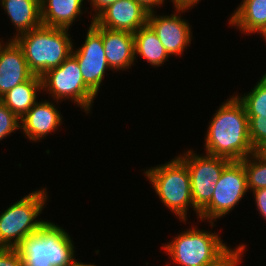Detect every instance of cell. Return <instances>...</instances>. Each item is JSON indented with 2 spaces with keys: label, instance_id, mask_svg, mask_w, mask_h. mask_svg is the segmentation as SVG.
<instances>
[{
  "label": "cell",
  "instance_id": "cell-1",
  "mask_svg": "<svg viewBox=\"0 0 266 266\" xmlns=\"http://www.w3.org/2000/svg\"><path fill=\"white\" fill-rule=\"evenodd\" d=\"M210 123L204 145L207 154L242 161L255 152L246 109L237 96L222 104Z\"/></svg>",
  "mask_w": 266,
  "mask_h": 266
},
{
  "label": "cell",
  "instance_id": "cell-2",
  "mask_svg": "<svg viewBox=\"0 0 266 266\" xmlns=\"http://www.w3.org/2000/svg\"><path fill=\"white\" fill-rule=\"evenodd\" d=\"M13 39L21 47L30 71L38 76L60 66L73 50L66 28L41 25Z\"/></svg>",
  "mask_w": 266,
  "mask_h": 266
},
{
  "label": "cell",
  "instance_id": "cell-3",
  "mask_svg": "<svg viewBox=\"0 0 266 266\" xmlns=\"http://www.w3.org/2000/svg\"><path fill=\"white\" fill-rule=\"evenodd\" d=\"M15 249L24 266H71L75 260L71 237L62 227L48 221Z\"/></svg>",
  "mask_w": 266,
  "mask_h": 266
},
{
  "label": "cell",
  "instance_id": "cell-4",
  "mask_svg": "<svg viewBox=\"0 0 266 266\" xmlns=\"http://www.w3.org/2000/svg\"><path fill=\"white\" fill-rule=\"evenodd\" d=\"M144 173L164 205L183 219L182 221L186 220L188 206H192L199 215L191 196L190 174L186 163L180 157L148 169Z\"/></svg>",
  "mask_w": 266,
  "mask_h": 266
},
{
  "label": "cell",
  "instance_id": "cell-5",
  "mask_svg": "<svg viewBox=\"0 0 266 266\" xmlns=\"http://www.w3.org/2000/svg\"><path fill=\"white\" fill-rule=\"evenodd\" d=\"M222 241L215 233L193 227L162 247L180 266H208L219 262L231 250Z\"/></svg>",
  "mask_w": 266,
  "mask_h": 266
},
{
  "label": "cell",
  "instance_id": "cell-6",
  "mask_svg": "<svg viewBox=\"0 0 266 266\" xmlns=\"http://www.w3.org/2000/svg\"><path fill=\"white\" fill-rule=\"evenodd\" d=\"M46 199L45 189L34 191L9 206L0 215V247L15 248L45 223L44 220L35 219L42 213Z\"/></svg>",
  "mask_w": 266,
  "mask_h": 266
},
{
  "label": "cell",
  "instance_id": "cell-7",
  "mask_svg": "<svg viewBox=\"0 0 266 266\" xmlns=\"http://www.w3.org/2000/svg\"><path fill=\"white\" fill-rule=\"evenodd\" d=\"M42 89L49 91L54 100L70 99L85 112L90 110L96 94L85 84L77 59L71 54L60 66L41 76Z\"/></svg>",
  "mask_w": 266,
  "mask_h": 266
},
{
  "label": "cell",
  "instance_id": "cell-8",
  "mask_svg": "<svg viewBox=\"0 0 266 266\" xmlns=\"http://www.w3.org/2000/svg\"><path fill=\"white\" fill-rule=\"evenodd\" d=\"M211 201L199 212L200 219H209L214 226L216 218L228 214L248 191L247 176L240 161H231L215 183Z\"/></svg>",
  "mask_w": 266,
  "mask_h": 266
},
{
  "label": "cell",
  "instance_id": "cell-9",
  "mask_svg": "<svg viewBox=\"0 0 266 266\" xmlns=\"http://www.w3.org/2000/svg\"><path fill=\"white\" fill-rule=\"evenodd\" d=\"M187 166L191 180V196L194 208L199 212L211 201L216 182L223 169L231 162L228 159L206 154L199 156L188 151L179 156Z\"/></svg>",
  "mask_w": 266,
  "mask_h": 266
},
{
  "label": "cell",
  "instance_id": "cell-10",
  "mask_svg": "<svg viewBox=\"0 0 266 266\" xmlns=\"http://www.w3.org/2000/svg\"><path fill=\"white\" fill-rule=\"evenodd\" d=\"M72 55L77 59L85 84L97 95L106 69L107 63L102 40V27L93 20L86 34L84 44Z\"/></svg>",
  "mask_w": 266,
  "mask_h": 266
},
{
  "label": "cell",
  "instance_id": "cell-11",
  "mask_svg": "<svg viewBox=\"0 0 266 266\" xmlns=\"http://www.w3.org/2000/svg\"><path fill=\"white\" fill-rule=\"evenodd\" d=\"M148 14L136 0H118L102 10L93 21L110 30L135 33L147 25Z\"/></svg>",
  "mask_w": 266,
  "mask_h": 266
},
{
  "label": "cell",
  "instance_id": "cell-12",
  "mask_svg": "<svg viewBox=\"0 0 266 266\" xmlns=\"http://www.w3.org/2000/svg\"><path fill=\"white\" fill-rule=\"evenodd\" d=\"M154 11L148 14L147 24L157 34L158 39L171 55H182L192 38L188 22L180 19L178 14L156 16Z\"/></svg>",
  "mask_w": 266,
  "mask_h": 266
},
{
  "label": "cell",
  "instance_id": "cell-13",
  "mask_svg": "<svg viewBox=\"0 0 266 266\" xmlns=\"http://www.w3.org/2000/svg\"><path fill=\"white\" fill-rule=\"evenodd\" d=\"M2 46H0V98L34 75L28 67L21 47L14 39Z\"/></svg>",
  "mask_w": 266,
  "mask_h": 266
},
{
  "label": "cell",
  "instance_id": "cell-14",
  "mask_svg": "<svg viewBox=\"0 0 266 266\" xmlns=\"http://www.w3.org/2000/svg\"><path fill=\"white\" fill-rule=\"evenodd\" d=\"M48 101L36 102L33 107L20 119V128L32 141L46 137L51 131H56L61 125L62 116Z\"/></svg>",
  "mask_w": 266,
  "mask_h": 266
},
{
  "label": "cell",
  "instance_id": "cell-15",
  "mask_svg": "<svg viewBox=\"0 0 266 266\" xmlns=\"http://www.w3.org/2000/svg\"><path fill=\"white\" fill-rule=\"evenodd\" d=\"M102 40L110 69L131 67L135 60L134 33L102 27Z\"/></svg>",
  "mask_w": 266,
  "mask_h": 266
},
{
  "label": "cell",
  "instance_id": "cell-16",
  "mask_svg": "<svg viewBox=\"0 0 266 266\" xmlns=\"http://www.w3.org/2000/svg\"><path fill=\"white\" fill-rule=\"evenodd\" d=\"M84 0H40L42 25L66 28L80 16Z\"/></svg>",
  "mask_w": 266,
  "mask_h": 266
},
{
  "label": "cell",
  "instance_id": "cell-17",
  "mask_svg": "<svg viewBox=\"0 0 266 266\" xmlns=\"http://www.w3.org/2000/svg\"><path fill=\"white\" fill-rule=\"evenodd\" d=\"M1 2L17 28L15 37L42 25L40 0H1Z\"/></svg>",
  "mask_w": 266,
  "mask_h": 266
},
{
  "label": "cell",
  "instance_id": "cell-18",
  "mask_svg": "<svg viewBox=\"0 0 266 266\" xmlns=\"http://www.w3.org/2000/svg\"><path fill=\"white\" fill-rule=\"evenodd\" d=\"M41 89V76L33 75L29 80L9 90L0 100L21 119L36 103L37 91Z\"/></svg>",
  "mask_w": 266,
  "mask_h": 266
},
{
  "label": "cell",
  "instance_id": "cell-19",
  "mask_svg": "<svg viewBox=\"0 0 266 266\" xmlns=\"http://www.w3.org/2000/svg\"><path fill=\"white\" fill-rule=\"evenodd\" d=\"M244 33L260 34L266 30V0H243L229 21Z\"/></svg>",
  "mask_w": 266,
  "mask_h": 266
},
{
  "label": "cell",
  "instance_id": "cell-20",
  "mask_svg": "<svg viewBox=\"0 0 266 266\" xmlns=\"http://www.w3.org/2000/svg\"><path fill=\"white\" fill-rule=\"evenodd\" d=\"M135 59L136 54L145 58L153 66H161L170 56L154 30L147 24L134 33Z\"/></svg>",
  "mask_w": 266,
  "mask_h": 266
},
{
  "label": "cell",
  "instance_id": "cell-21",
  "mask_svg": "<svg viewBox=\"0 0 266 266\" xmlns=\"http://www.w3.org/2000/svg\"><path fill=\"white\" fill-rule=\"evenodd\" d=\"M240 162L246 171L247 188L252 191L266 188V152L255 151Z\"/></svg>",
  "mask_w": 266,
  "mask_h": 266
},
{
  "label": "cell",
  "instance_id": "cell-22",
  "mask_svg": "<svg viewBox=\"0 0 266 266\" xmlns=\"http://www.w3.org/2000/svg\"><path fill=\"white\" fill-rule=\"evenodd\" d=\"M237 98L243 103L247 116H266V73L251 92Z\"/></svg>",
  "mask_w": 266,
  "mask_h": 266
},
{
  "label": "cell",
  "instance_id": "cell-23",
  "mask_svg": "<svg viewBox=\"0 0 266 266\" xmlns=\"http://www.w3.org/2000/svg\"><path fill=\"white\" fill-rule=\"evenodd\" d=\"M248 120L254 151H266V116H248Z\"/></svg>",
  "mask_w": 266,
  "mask_h": 266
},
{
  "label": "cell",
  "instance_id": "cell-24",
  "mask_svg": "<svg viewBox=\"0 0 266 266\" xmlns=\"http://www.w3.org/2000/svg\"><path fill=\"white\" fill-rule=\"evenodd\" d=\"M19 120L0 100V140L20 128Z\"/></svg>",
  "mask_w": 266,
  "mask_h": 266
},
{
  "label": "cell",
  "instance_id": "cell-25",
  "mask_svg": "<svg viewBox=\"0 0 266 266\" xmlns=\"http://www.w3.org/2000/svg\"><path fill=\"white\" fill-rule=\"evenodd\" d=\"M0 266H24L15 248L0 247Z\"/></svg>",
  "mask_w": 266,
  "mask_h": 266
},
{
  "label": "cell",
  "instance_id": "cell-26",
  "mask_svg": "<svg viewBox=\"0 0 266 266\" xmlns=\"http://www.w3.org/2000/svg\"><path fill=\"white\" fill-rule=\"evenodd\" d=\"M235 249H231L219 262L208 266H237V264L241 263L240 260L242 253H244L245 245L242 244Z\"/></svg>",
  "mask_w": 266,
  "mask_h": 266
},
{
  "label": "cell",
  "instance_id": "cell-27",
  "mask_svg": "<svg viewBox=\"0 0 266 266\" xmlns=\"http://www.w3.org/2000/svg\"><path fill=\"white\" fill-rule=\"evenodd\" d=\"M255 197V204L257 205V210L266 219V188L256 189L253 191Z\"/></svg>",
  "mask_w": 266,
  "mask_h": 266
},
{
  "label": "cell",
  "instance_id": "cell-28",
  "mask_svg": "<svg viewBox=\"0 0 266 266\" xmlns=\"http://www.w3.org/2000/svg\"><path fill=\"white\" fill-rule=\"evenodd\" d=\"M198 1L200 0H172L177 12H183L189 8H192L195 4L198 3Z\"/></svg>",
  "mask_w": 266,
  "mask_h": 266
},
{
  "label": "cell",
  "instance_id": "cell-29",
  "mask_svg": "<svg viewBox=\"0 0 266 266\" xmlns=\"http://www.w3.org/2000/svg\"><path fill=\"white\" fill-rule=\"evenodd\" d=\"M90 1L92 7L96 11V14L92 18L93 20L102 10H104L107 6L115 3L118 0H90Z\"/></svg>",
  "mask_w": 266,
  "mask_h": 266
},
{
  "label": "cell",
  "instance_id": "cell-30",
  "mask_svg": "<svg viewBox=\"0 0 266 266\" xmlns=\"http://www.w3.org/2000/svg\"><path fill=\"white\" fill-rule=\"evenodd\" d=\"M147 12H153L154 7L162 5L164 0H136Z\"/></svg>",
  "mask_w": 266,
  "mask_h": 266
},
{
  "label": "cell",
  "instance_id": "cell-31",
  "mask_svg": "<svg viewBox=\"0 0 266 266\" xmlns=\"http://www.w3.org/2000/svg\"><path fill=\"white\" fill-rule=\"evenodd\" d=\"M71 266H96V265H94V264H92V265L91 264H84L82 262L74 260Z\"/></svg>",
  "mask_w": 266,
  "mask_h": 266
},
{
  "label": "cell",
  "instance_id": "cell-32",
  "mask_svg": "<svg viewBox=\"0 0 266 266\" xmlns=\"http://www.w3.org/2000/svg\"><path fill=\"white\" fill-rule=\"evenodd\" d=\"M264 36V39L266 40V30L261 33ZM266 42V41H265Z\"/></svg>",
  "mask_w": 266,
  "mask_h": 266
}]
</instances>
